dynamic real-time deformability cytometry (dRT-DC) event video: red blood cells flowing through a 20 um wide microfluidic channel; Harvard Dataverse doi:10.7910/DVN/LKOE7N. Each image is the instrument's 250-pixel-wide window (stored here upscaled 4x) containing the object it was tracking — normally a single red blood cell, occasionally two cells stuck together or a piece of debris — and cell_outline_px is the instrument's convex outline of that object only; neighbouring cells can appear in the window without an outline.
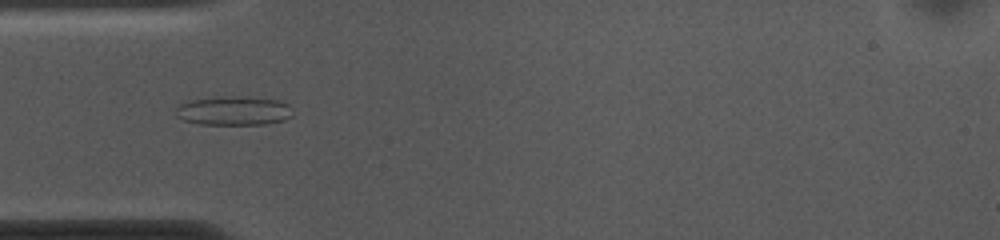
{"species": "common noctule bat (a hibernating species)", "species_latin": "Nyctalus noctula", "temperature_condition": "cold", "stored_images_in_passage": 53, "camera_frame_rate_fps": 3000, "um_per_image_px": 0.085, "animal": {"sex": "female", "body_mass_g": 10.0, "forearm_length_mm": 53.1}, "frame": {"image": 1, "passage_image": 15, "time_ms": 4.667, "image_size_px": [1000, 240], "cell_outline_px": [[292, 116], [284, 120], [264, 124], [200, 124], [184, 120], [176, 116], [176, 108], [180, 104], [192, 100], [228, 96], [232, 96], [280, 100], [288, 104], [292, 108]], "centroid_in_image_um": [19.89, 9.42], "position_along_channel_um": 65.1, "area_um2": 19.59}}
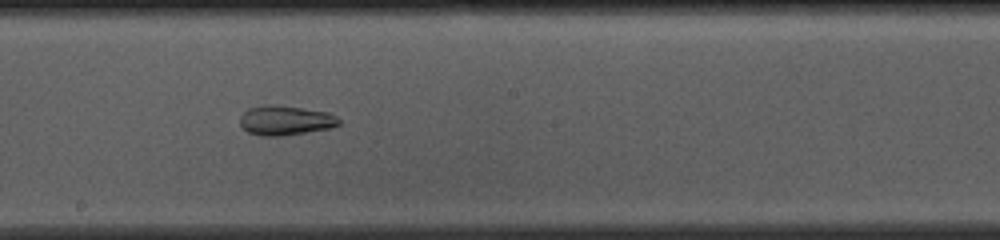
{"frame": {"image": 2, "passage_image": 28, "time_ms": 9.0, "image_size_px": [1000, 240], "cell_outline_px": [[340, 124], [332, 128], [280, 136], [260, 136], [248, 132], [240, 124], [240, 116], [248, 108], [264, 104], [276, 104], [328, 112], [336, 116], [340, 120]], "centroid_in_image_um": [24.25, 10.22], "position_along_channel_um": 223.9, "area_um2": 17.22}}
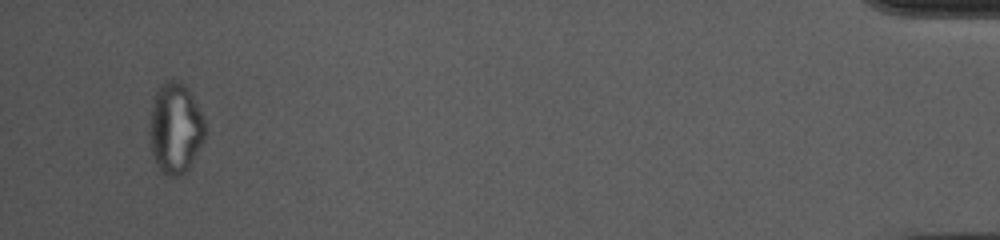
{"frame": {"image": 3, "passage_image": 51, "time_ms": 16.667, "image_size_px": [1000, 240], "cell_outline_px": [[204, 140], [188, 168], [184, 172], [176, 176], [168, 176], [156, 164], [152, 152], [152, 108], [156, 92], [160, 84], [164, 80], [176, 80], [184, 84], [192, 96], [204, 120]], "centroid_in_image_um": [14.93, 10.87], "position_along_channel_um": 420.3, "area_um2": 28.21}, "authors_computed_cell_mechanics": {"area_um2": 21.9062, "velocity_mm_per_s": 3.6476, "shape_relaxation_time_tau1_ms": null, "shape_relaxation_time_tau2_ms": 2.4575, "deformation_change_tau1": null, "deformation_change_tau2": 0.0838}}